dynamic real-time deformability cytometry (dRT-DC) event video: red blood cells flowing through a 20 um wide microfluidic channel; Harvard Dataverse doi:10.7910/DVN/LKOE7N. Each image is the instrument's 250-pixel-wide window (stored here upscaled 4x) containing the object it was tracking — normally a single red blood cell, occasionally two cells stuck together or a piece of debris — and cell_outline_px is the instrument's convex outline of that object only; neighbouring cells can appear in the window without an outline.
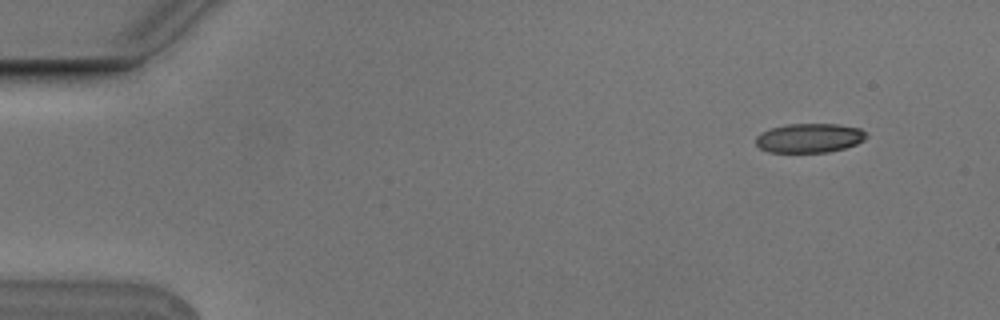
{"species": "Egyptian fruit bat (a non-hibernating species)", "species_latin": "Rousettus aegyptiacus", "temperature_condition": "cold", "stored_images_in_passage": 6, "camera_frame_rate_fps": 3000, "um_per_image_px": 0.085, "animal": {"sex": "male"}, "frame": {"image": 1, "passage_image": 1, "time_ms": 0.0, "image_size_px": [1000, 320], "cell_outline_px": [[868, 136], [864, 140], [856, 144], [844, 148], [828, 152], [768, 152], [760, 148], [756, 144], [756, 136], [760, 132], [784, 124], [836, 124], [860, 128]], "centroid_in_image_um": [68.78, 11.73], "position_along_channel_um": 16.2, "area_um2": 18.84}}
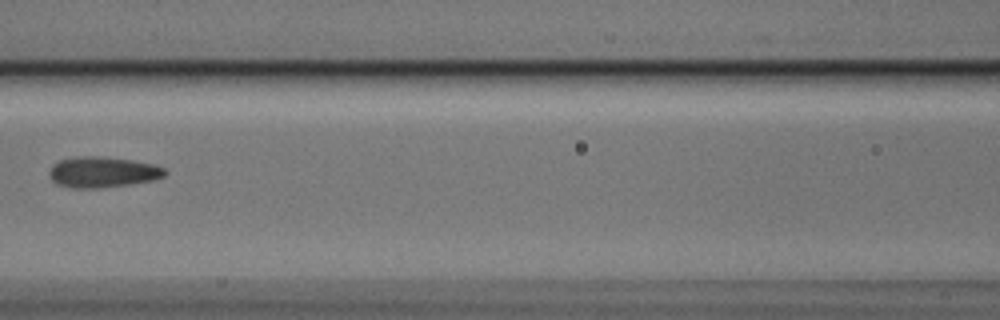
{"frame": {"image": 2, "passage_image": 6, "time_ms": 1.667, "image_size_px": [1000, 320], "cell_outline_px": [[168, 172], [164, 176], [152, 180], [128, 184], [100, 188], [72, 188], [56, 184], [52, 180], [48, 172], [52, 164], [60, 160], [80, 156], [92, 156], [132, 160], [152, 164], [164, 168]], "centroid_in_image_um": [8.69, 14.63], "position_along_channel_um": 157.9, "area_um2": 20.58}}